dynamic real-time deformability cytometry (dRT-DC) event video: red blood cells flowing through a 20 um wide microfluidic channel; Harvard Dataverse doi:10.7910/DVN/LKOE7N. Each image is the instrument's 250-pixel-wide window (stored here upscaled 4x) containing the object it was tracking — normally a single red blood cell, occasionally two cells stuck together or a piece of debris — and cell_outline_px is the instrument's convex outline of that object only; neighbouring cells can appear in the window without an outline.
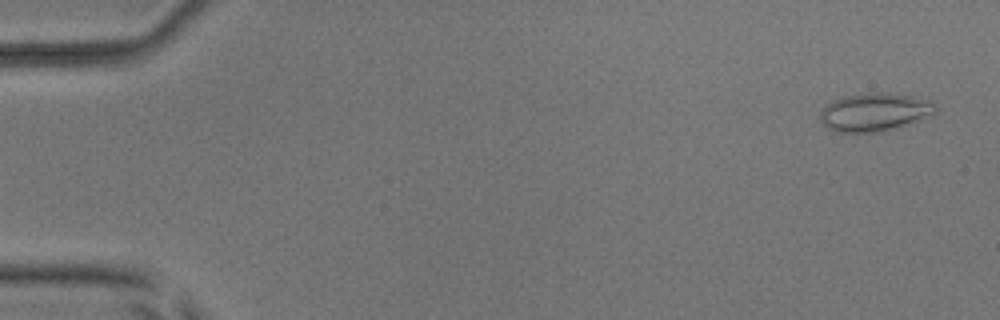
{"species": "common noctule bat (a hibernating species)", "species_latin": "Nyctalus noctula", "temperature_condition": "room temperature", "stored_images_in_passage": 54, "camera_frame_rate_fps": 3000, "um_per_image_px": 0.085, "animal": {"sex": "male", "body_mass_g": 17.9, "forearm_length_mm": 54.2}, "frame": {"image": 1, "passage_image": 3, "time_ms": 0.667, "image_size_px": [1000, 320], "cell_outline_px": [[936, 112], [932, 116], [880, 132], [840, 132], [828, 128], [820, 120], [820, 112], [832, 100], [844, 96], [872, 92], [880, 92], [912, 96], [932, 100], [936, 104]], "centroid_in_image_um": [74.37, 9.52], "position_along_channel_um": 10.6, "area_um2": 25.61}}
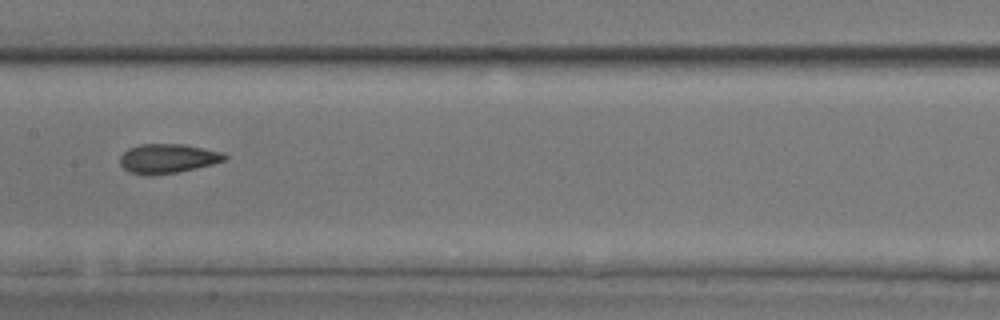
{"frame": {"image": 2, "passage_image": 28, "time_ms": 9.0, "image_size_px": [1000, 320], "cell_outline_px": [[228, 156], [224, 160], [212, 164], [196, 168], [176, 172], [152, 176], [148, 176], [128, 172], [120, 164], [120, 156], [128, 148], [140, 144], [184, 144], [224, 152]], "centroid_in_image_um": [14.24, 13.48], "position_along_channel_um": 193.2, "area_um2": 18.03}}
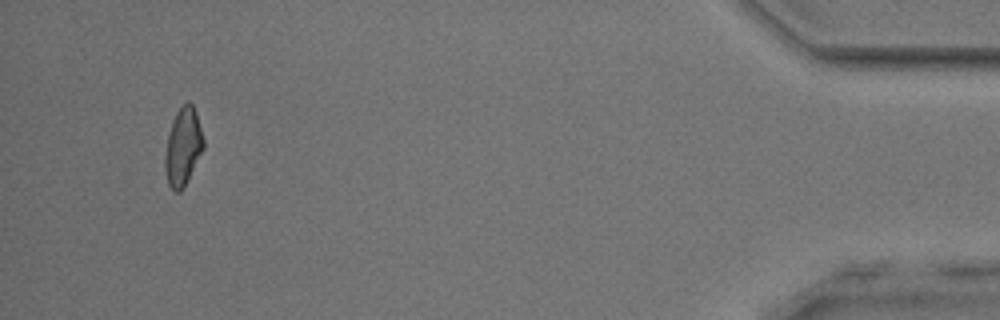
{"frame": {"image": 3, "passage_image": 51, "time_ms": 16.667, "image_size_px": [1000, 320], "cell_outline_px": [[204, 148], [184, 188], [180, 192], [176, 192], [168, 184], [164, 168], [164, 156], [168, 136], [172, 120], [176, 112], [188, 100], [192, 104], [196, 112], [204, 140]], "centroid_in_image_um": [15.55, 12.49], "position_along_channel_um": 419.6, "area_um2": 17.46}, "authors_computed_cell_mechanics": {"area_um2": 17.9758, "velocity_mm_per_s": 3.9089, "shape_relaxation_time_tau1_ms": 10.3717, "shape_relaxation_time_tau2_ms": 2.0043, "deformation_change_tau1": 0.1759, "deformation_change_tau2": 0.0758}}